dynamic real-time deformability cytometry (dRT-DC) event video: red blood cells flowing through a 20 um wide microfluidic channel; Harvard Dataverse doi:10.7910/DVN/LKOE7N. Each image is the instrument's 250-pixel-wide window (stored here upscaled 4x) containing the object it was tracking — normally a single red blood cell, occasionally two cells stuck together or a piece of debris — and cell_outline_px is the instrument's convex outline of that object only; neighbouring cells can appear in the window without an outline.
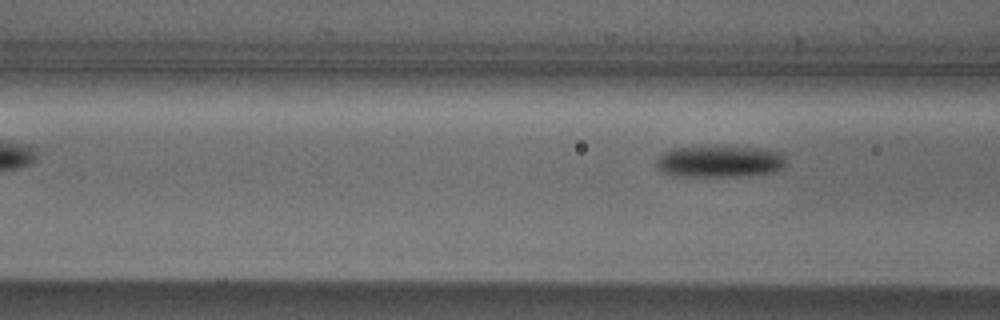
{"species": "Egyptian fruit bat (a non-hibernating species)", "species_latin": "Rousettus aegyptiacus", "temperature_condition": "cold", "stored_images_in_passage": 7, "segment_of_instrument_passage": [2, 2], "camera_frame_rate_fps": 3000, "um_per_image_px": 0.085, "animal": {"sex": "male"}, "frame": {"image": 1, "passage_image": 7, "time_ms": 8.0, "image_size_px": [1000, 320], "cell_outline_px": [[784, 164], [776, 172], [740, 176], [672, 176], [660, 172], [656, 168], [656, 160], [664, 152], [672, 148], [716, 144], [756, 148], [780, 152], [784, 156]], "centroid_in_image_um": [61.09, 13.7], "position_along_channel_um": 105.5, "area_um2": 24.68}}